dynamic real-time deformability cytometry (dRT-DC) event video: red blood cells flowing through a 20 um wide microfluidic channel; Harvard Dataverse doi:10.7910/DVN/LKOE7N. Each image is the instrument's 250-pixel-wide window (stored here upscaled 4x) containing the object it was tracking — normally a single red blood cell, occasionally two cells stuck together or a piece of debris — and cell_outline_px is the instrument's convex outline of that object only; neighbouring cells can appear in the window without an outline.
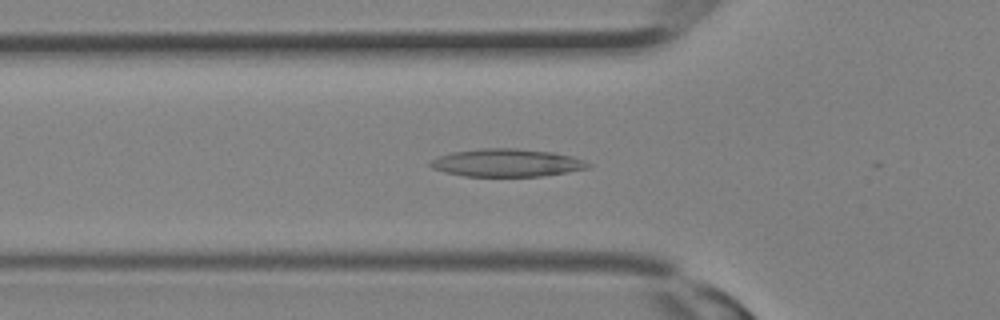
{"species": "Egyptian fruit bat (a non-hibernating species)", "species_latin": "Rousettus aegyptiacus", "temperature_condition": "room temperature", "stored_images_in_passage": 23, "camera_frame_rate_fps": 3000, "um_per_image_px": 0.085, "animal": {"sex": "female"}, "frame": {"image": 1, "passage_image": 11, "time_ms": 3.333, "image_size_px": [1000, 320], "cell_outline_px": [[592, 164], [588, 168], [540, 176], [464, 176], [444, 172], [432, 168], [428, 164], [436, 156], [452, 152], [484, 148], [516, 148], [552, 152], [572, 156], [584, 160]], "centroid_in_image_um": [43.04, 13.83], "position_along_channel_um": 82.8, "area_um2": 25.49}}
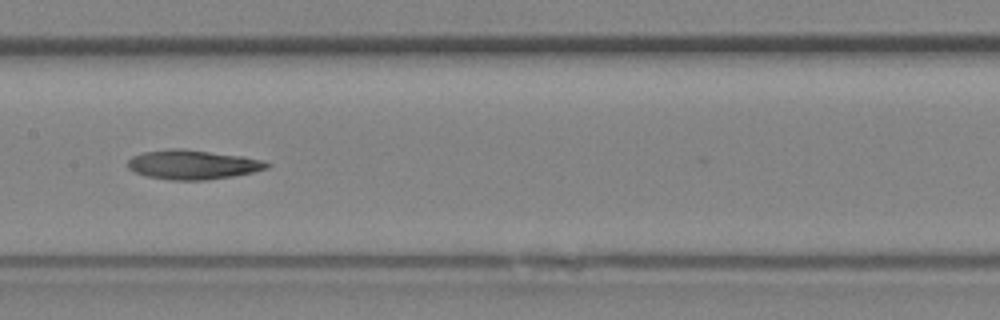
{"frame": {"image": 2, "passage_image": 16, "time_ms": 5.0, "image_size_px": [1000, 320], "cell_outline_px": [[272, 164], [268, 168], [252, 172], [232, 176], [204, 180], [172, 180], [148, 176], [136, 172], [128, 168], [128, 160], [132, 156], [144, 152], [172, 148], [184, 148], [244, 156], [264, 160]], "centroid_in_image_um": [16.42, 13.98], "position_along_channel_um": 191.0, "area_um2": 23.81}}
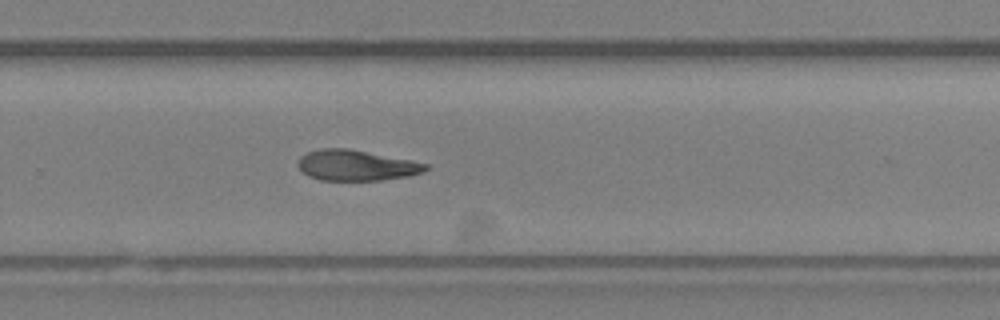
{"frame": {"image": 3, "passage_image": 21, "time_ms": 6.667, "image_size_px": [1000, 320], "cell_outline_px": [[428, 168], [424, 172], [408, 176], [380, 180], [320, 180], [308, 176], [296, 164], [300, 156], [308, 152], [320, 148], [348, 148], [428, 164]], "centroid_in_image_um": [30.24, 14.05], "position_along_channel_um": 299.6, "area_um2": 22.6}}